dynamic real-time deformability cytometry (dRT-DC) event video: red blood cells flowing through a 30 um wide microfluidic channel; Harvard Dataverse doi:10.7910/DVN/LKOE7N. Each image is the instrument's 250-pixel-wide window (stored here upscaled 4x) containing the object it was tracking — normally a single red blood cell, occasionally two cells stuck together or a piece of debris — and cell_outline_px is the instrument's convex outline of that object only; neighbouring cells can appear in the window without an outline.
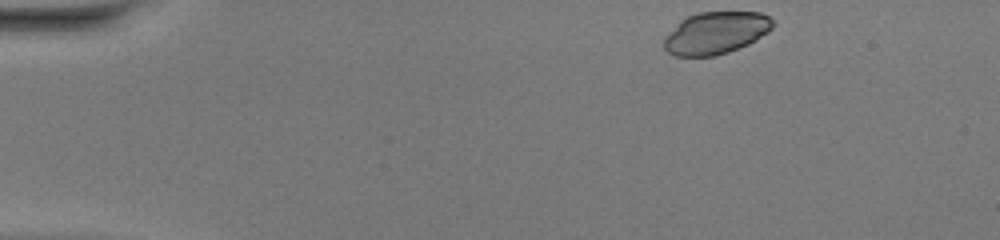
{"species": "common noctule bat (a hibernating species)", "species_latin": "Nyctalus noctula", "temperature_condition": "warm", "stored_images_in_passage": 43, "camera_frame_rate_fps": 3000, "um_per_image_px": 0.085, "animal": {"sex": "female", "body_mass_g": 20.0, "forearm_length_mm": 54.0}, "frame": {"image": 1, "passage_image": 1, "time_ms": 0.0, "image_size_px": [1000, 240], "cell_outline_px": [[776, 24], [768, 32], [748, 44], [728, 52], [716, 56], [676, 56], [668, 52], [664, 48], [664, 36], [680, 20], [688, 16], [700, 12], [760, 12], [768, 16]], "centroid_in_image_um": [60.83, 2.79], "position_along_channel_um": 24.2, "area_um2": 26.82}}